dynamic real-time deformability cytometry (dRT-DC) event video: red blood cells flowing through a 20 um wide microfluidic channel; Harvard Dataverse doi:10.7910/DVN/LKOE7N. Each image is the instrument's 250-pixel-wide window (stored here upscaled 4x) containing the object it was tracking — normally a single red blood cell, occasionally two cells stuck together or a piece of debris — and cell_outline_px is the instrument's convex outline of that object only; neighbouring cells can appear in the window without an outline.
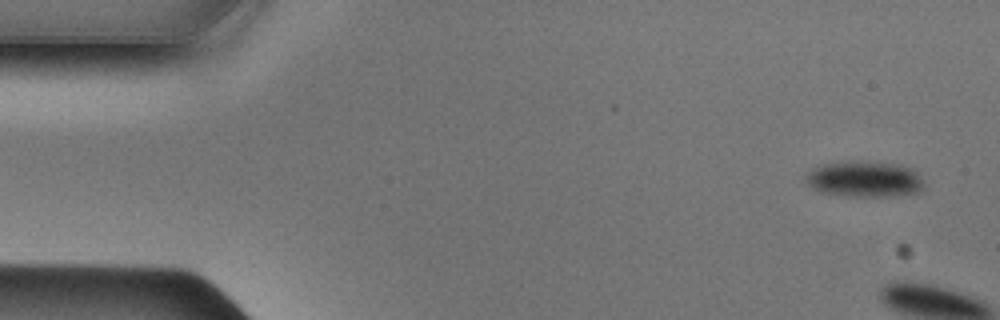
{"species": "Egyptian fruit bat (a non-hibernating species)", "species_latin": "Rousettus aegyptiacus", "temperature_condition": "cold", "stored_images_in_passage": 5, "camera_frame_rate_fps": 3000, "um_per_image_px": 0.085, "animal": {"sex": "male"}, "frame": {"image": 1, "passage_image": 1, "time_ms": 0.0, "image_size_px": [1000, 320], "cell_outline_px": [[924, 188], [916, 192], [888, 196], [848, 196], [824, 192], [812, 188], [808, 184], [804, 176], [812, 168], [820, 164], [844, 160], [852, 160], [900, 164], [912, 168], [916, 172], [924, 184]], "centroid_in_image_um": [73.44, 15.19], "position_along_channel_um": 11.6, "area_um2": 24.91}}